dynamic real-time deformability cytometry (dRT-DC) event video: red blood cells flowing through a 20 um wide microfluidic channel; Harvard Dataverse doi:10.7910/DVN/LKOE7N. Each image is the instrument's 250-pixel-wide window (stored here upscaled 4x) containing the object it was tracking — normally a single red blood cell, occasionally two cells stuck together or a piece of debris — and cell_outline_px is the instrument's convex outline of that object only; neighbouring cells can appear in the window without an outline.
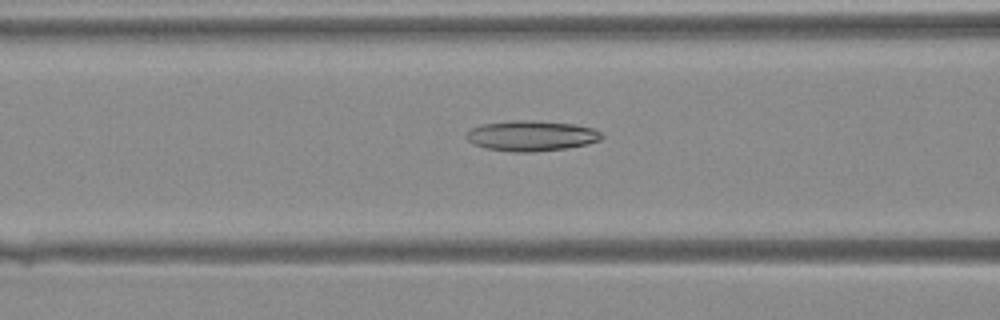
{"species": "Egyptian fruit bat (a non-hibernating species)", "species_latin": "Rousettus aegyptiacus", "temperature_condition": "warm", "stored_images_in_passage": 36, "camera_frame_rate_fps": 3000, "um_per_image_px": 0.085, "animal": {"sex": "female"}, "frame": {"image": 1, "passage_image": 12, "time_ms": 3.667, "image_size_px": [1000, 320], "cell_outline_px": [[604, 136], [600, 140], [588, 144], [564, 148], [528, 152], [512, 152], [484, 148], [472, 144], [468, 140], [468, 132], [472, 128], [480, 124], [516, 120], [524, 120], [576, 124], [592, 128], [600, 132]], "centroid_in_image_um": [45.16, 11.54], "position_along_channel_um": 121.4, "area_um2": 23.81}}
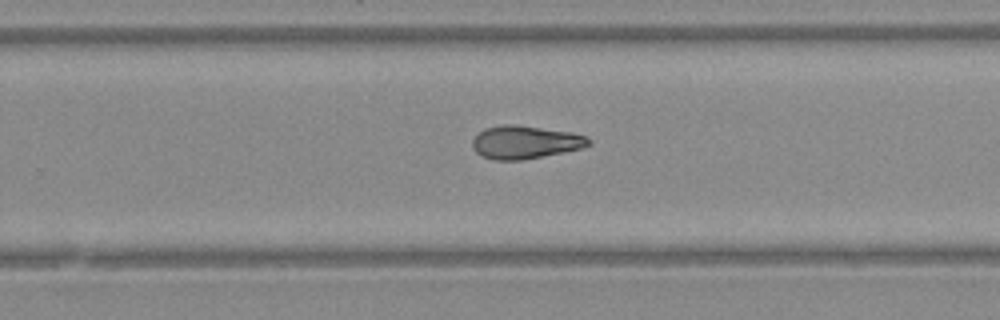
{"frame": {"image": 2, "passage_image": 22, "time_ms": 7.0, "image_size_px": [1000, 320], "cell_outline_px": [[592, 144], [584, 148], [524, 160], [492, 160], [480, 156], [472, 148], [472, 140], [484, 128], [504, 124], [516, 124], [572, 132], [584, 136], [592, 140]], "centroid_in_image_um": [44.64, 12.09], "position_along_channel_um": 285.2, "area_um2": 22.72}}
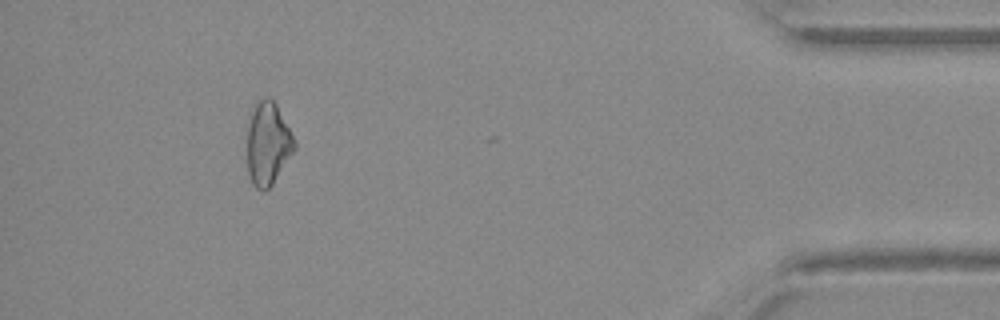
{"frame": {"image": 3, "passage_image": 33, "time_ms": 10.667, "image_size_px": [1000, 320], "cell_outline_px": [[296, 148], [272, 184], [264, 192], [256, 188], [252, 184], [248, 172], [248, 128], [252, 104], [264, 96], [268, 96], [276, 104], [296, 140]], "centroid_in_image_um": [22.77, 12.18], "position_along_channel_um": 412.4, "area_um2": 22.95}}